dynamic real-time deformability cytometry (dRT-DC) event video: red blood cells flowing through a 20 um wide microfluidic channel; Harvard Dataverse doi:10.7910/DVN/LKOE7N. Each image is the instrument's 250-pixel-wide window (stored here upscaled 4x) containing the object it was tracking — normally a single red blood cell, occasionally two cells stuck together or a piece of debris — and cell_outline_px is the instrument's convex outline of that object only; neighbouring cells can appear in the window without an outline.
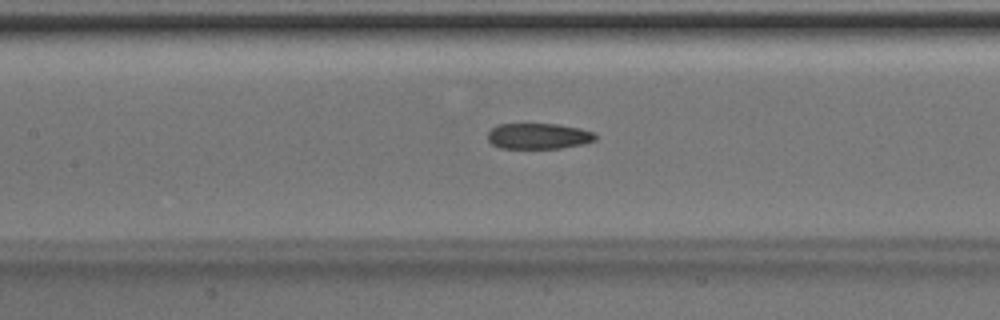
{"species": "Egyptian fruit bat (a non-hibernating species)", "species_latin": "Rousettus aegyptiacus", "temperature_condition": "room temperature", "stored_images_in_passage": 31, "camera_frame_rate_fps": 3000, "um_per_image_px": 0.085, "animal": {"sex": "male"}, "frame": {"image": 1, "passage_image": 8, "time_ms": 2.333, "image_size_px": [1000, 320], "cell_outline_px": [[596, 140], [584, 144], [560, 148], [500, 148], [492, 144], [488, 140], [488, 132], [496, 124], [556, 124], [580, 128], [596, 132]], "centroid_in_image_um": [45.79, 11.56], "position_along_channel_um": 161.6, "area_um2": 16.3}}
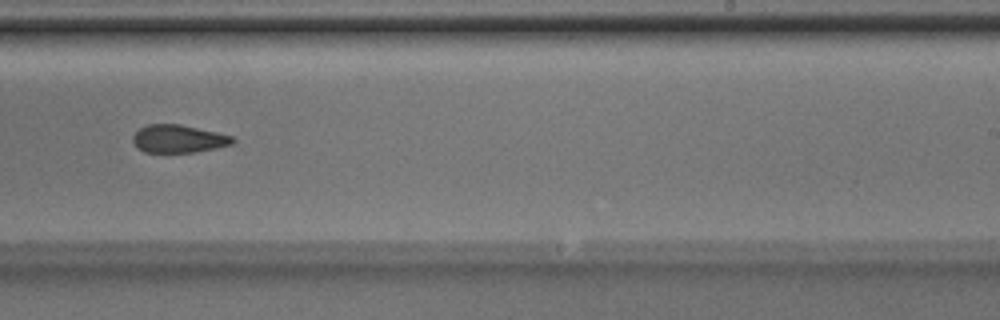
{"frame": {"image": 2, "passage_image": 16, "time_ms": 5.0, "image_size_px": [1000, 320], "cell_outline_px": [[236, 140], [232, 144], [196, 152], [144, 152], [136, 148], [132, 140], [132, 136], [140, 128], [148, 124], [180, 124], [216, 132], [232, 136]], "centroid_in_image_um": [15.14, 11.8], "position_along_channel_um": 273.9, "area_um2": 16.18}}
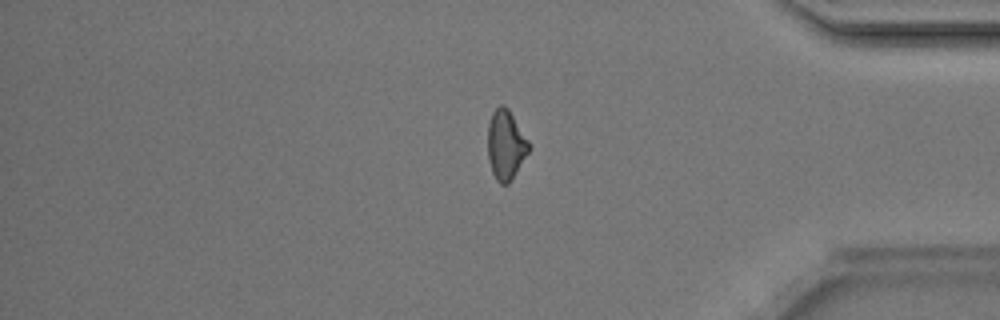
{"frame": {"image": 3, "passage_image": 26, "time_ms": 8.333, "image_size_px": [1000, 320], "cell_outline_px": [[528, 152], [508, 184], [500, 184], [496, 180], [492, 172], [488, 160], [488, 124], [492, 112], [500, 104], [504, 104], [508, 108], [528, 140]], "centroid_in_image_um": [42.95, 12.29], "position_along_channel_um": 392.2, "area_um2": 16.42}, "authors_computed_cell_mechanics": {"area_um2": 16.8776, "velocity_mm_per_s": 4.2333, "shape_relaxation_time_tau1_ms": null, "shape_relaxation_time_tau2_ms": 5.3949, "deformation_change_tau1": null, "deformation_change_tau2": 0.1408}}